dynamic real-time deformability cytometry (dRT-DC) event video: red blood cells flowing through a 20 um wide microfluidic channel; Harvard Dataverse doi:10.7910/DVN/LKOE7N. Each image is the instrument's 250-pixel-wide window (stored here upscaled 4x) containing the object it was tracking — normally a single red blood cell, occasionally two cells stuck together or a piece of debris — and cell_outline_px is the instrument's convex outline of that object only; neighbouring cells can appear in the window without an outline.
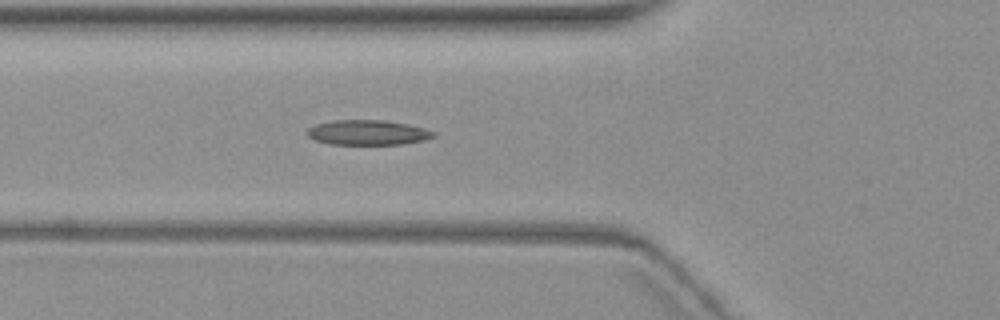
{"species": "common noctule bat (a hibernating species)", "species_latin": "Nyctalus noctula", "temperature_condition": "warm", "stored_images_in_passage": 5, "camera_frame_rate_fps": 3000, "um_per_image_px": 0.085, "animal": {"sex": "female", "body_mass_g": 19.3, "forearm_length_mm": 54.1}, "frame": {"image": 1, "passage_image": 5, "time_ms": 4.667, "image_size_px": [1000, 320], "cell_outline_px": [[436, 136], [424, 140], [404, 144], [328, 144], [316, 140], [308, 136], [308, 128], [316, 124], [336, 120], [384, 120], [408, 124], [424, 128], [436, 132]], "centroid_in_image_um": [31.3, 11.26], "position_along_channel_um": 94.5, "area_um2": 18.32}}